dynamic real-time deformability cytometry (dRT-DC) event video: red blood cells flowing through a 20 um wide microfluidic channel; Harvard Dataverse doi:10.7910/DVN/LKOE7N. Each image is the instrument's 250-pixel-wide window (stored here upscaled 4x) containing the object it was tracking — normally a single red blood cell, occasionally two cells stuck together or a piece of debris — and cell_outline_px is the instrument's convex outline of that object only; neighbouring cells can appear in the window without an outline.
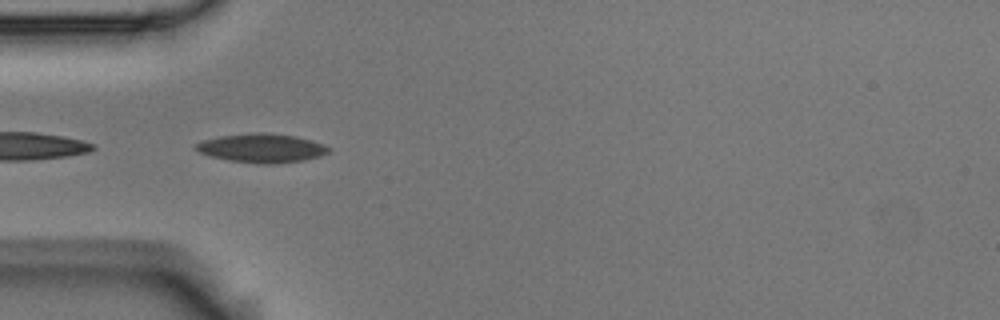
{"species": "Egyptian fruit bat (a non-hibernating species)", "species_latin": "Rousettus aegyptiacus", "temperature_condition": "room temperature", "stored_images_in_passage": 4, "camera_frame_rate_fps": 3000, "um_per_image_px": 0.085, "animal": {"sex": "male"}, "frame": {"image": 1, "passage_image": 3, "time_ms": 0.667, "image_size_px": [1000, 320], "cell_outline_px": [[332, 148], [328, 152], [320, 156], [304, 160], [272, 164], [256, 164], [228, 160], [208, 156], [200, 152], [196, 148], [196, 144], [200, 140], [220, 136], [252, 132], [268, 132], [296, 136], [312, 140], [324, 144]], "centroid_in_image_um": [22.25, 12.58], "position_along_channel_um": 62.7, "area_um2": 22.66}}
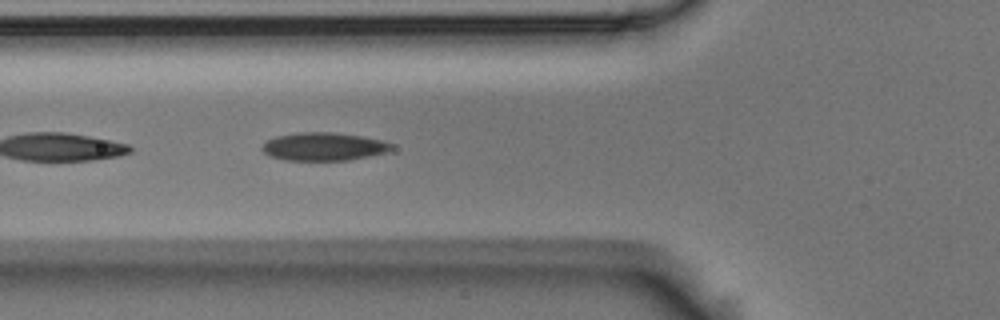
{"frame": {"image": 2, "passage_image": 4, "time_ms": 1.0, "image_size_px": [1000, 320], "cell_outline_px": [[392, 148], [388, 152], [348, 160], [284, 160], [272, 156], [264, 152], [260, 148], [268, 140], [276, 136], [300, 132], [336, 132], [360, 136], [380, 140], [392, 144]], "centroid_in_image_um": [27.5, 12.45], "position_along_channel_um": 98.3, "area_um2": 20.98}}